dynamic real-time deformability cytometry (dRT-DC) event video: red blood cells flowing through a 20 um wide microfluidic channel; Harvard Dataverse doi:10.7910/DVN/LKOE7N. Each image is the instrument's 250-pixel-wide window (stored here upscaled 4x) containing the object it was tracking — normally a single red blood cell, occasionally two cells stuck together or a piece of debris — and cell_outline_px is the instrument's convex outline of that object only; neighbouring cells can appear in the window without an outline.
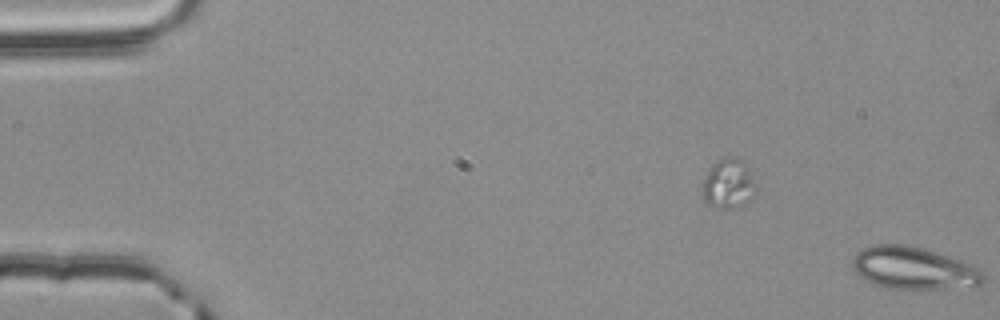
{"species": "common noctule bat (a hibernating species)", "species_latin": "Nyctalus noctula", "temperature_condition": "room temperature", "stored_images_in_passage": 10, "segment_of_instrument_passage": [2, 2], "camera_frame_rate_fps": 3000, "um_per_image_px": 0.085, "animal": {"sex": "male", "body_mass_g": 20.4}, "frame": {"image": 1, "passage_image": 10, "time_ms": 3.0, "image_size_px": [1000, 320], "cell_outline_px": [[984, 280], [980, 284], [944, 288], [888, 288], [876, 284], [860, 276], [856, 272], [852, 264], [852, 260], [856, 252], [864, 248], [876, 244], [904, 244], [924, 248], [972, 264], [984, 272]], "centroid_in_image_um": [77.65, 22.77], "position_along_channel_um": 7.4, "area_um2": 31.79}}